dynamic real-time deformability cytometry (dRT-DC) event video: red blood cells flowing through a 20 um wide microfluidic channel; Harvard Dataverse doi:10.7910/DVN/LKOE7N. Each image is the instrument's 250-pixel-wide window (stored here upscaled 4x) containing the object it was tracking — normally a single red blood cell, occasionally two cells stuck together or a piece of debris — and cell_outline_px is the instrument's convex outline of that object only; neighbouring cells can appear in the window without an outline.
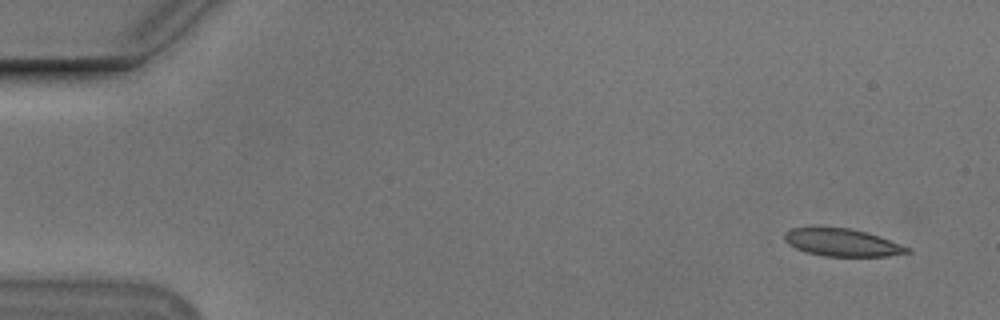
{"species": "Egyptian fruit bat (a non-hibernating species)", "species_latin": "Rousettus aegyptiacus", "temperature_condition": "cold", "stored_images_in_passage": 52, "camera_frame_rate_fps": 3000, "um_per_image_px": 0.085, "animal": {"sex": "male"}, "frame": {"image": 1, "passage_image": 1, "time_ms": 0.0, "image_size_px": [1000, 320], "cell_outline_px": [[912, 252], [888, 256], [824, 256], [804, 252], [788, 244], [784, 240], [784, 232], [792, 228], [812, 224], [816, 224], [848, 228], [868, 232], [880, 236], [912, 248]], "centroid_in_image_um": [71.53, 20.57], "position_along_channel_um": 13.5, "area_um2": 20.63}}
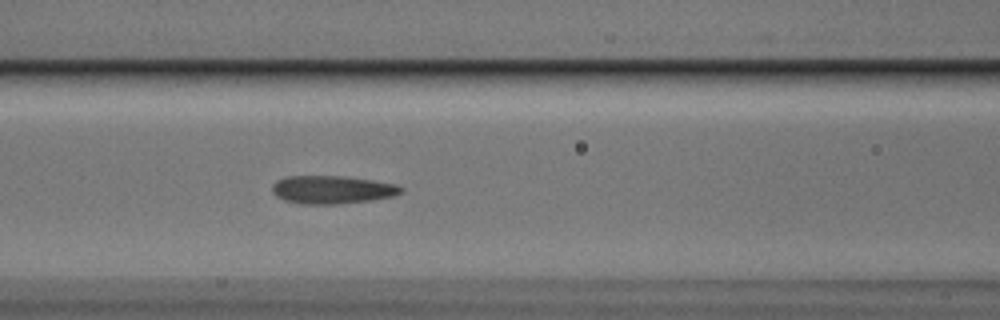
{"frame": {"image": 2, "passage_image": 21, "time_ms": 6.667, "image_size_px": [1000, 320], "cell_outline_px": [[404, 192], [392, 196], [372, 200], [336, 204], [300, 204], [284, 200], [276, 196], [272, 192], [272, 184], [276, 180], [288, 176], [344, 176], [372, 180], [396, 184], [404, 188]], "centroid_in_image_um": [28.22, 16.12], "position_along_channel_um": 138.4, "area_um2": 21.21}}
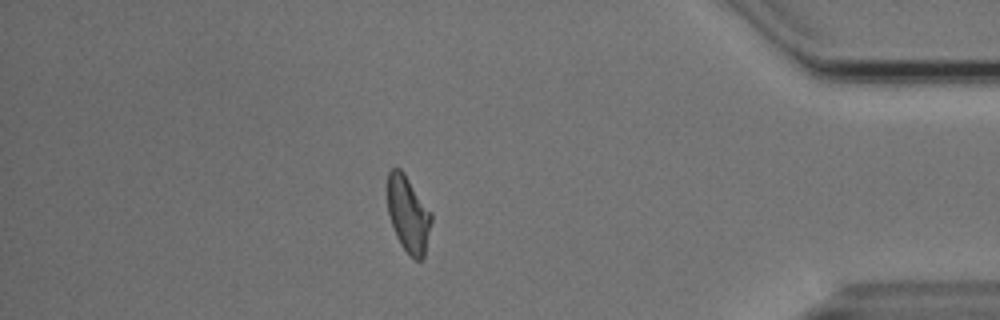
{"frame": {"image": 3, "passage_image": 45, "time_ms": 14.667, "image_size_px": [1000, 320], "cell_outline_px": [[432, 220], [424, 256], [420, 260], [416, 260], [400, 244], [396, 236], [388, 212], [388, 172], [392, 168], [400, 168], [404, 172], [432, 212]], "centroid_in_image_um": [34.71, 18.18], "position_along_channel_um": 400.5, "area_um2": 19.36}, "authors_computed_cell_mechanics": {"area_um2": 20.8947, "velocity_mm_per_s": 3.749, "shape_relaxation_time_tau1_ms": null, "shape_relaxation_time_tau2_ms": 2.0592, "deformation_change_tau1": null, "deformation_change_tau2": 0.0933}}